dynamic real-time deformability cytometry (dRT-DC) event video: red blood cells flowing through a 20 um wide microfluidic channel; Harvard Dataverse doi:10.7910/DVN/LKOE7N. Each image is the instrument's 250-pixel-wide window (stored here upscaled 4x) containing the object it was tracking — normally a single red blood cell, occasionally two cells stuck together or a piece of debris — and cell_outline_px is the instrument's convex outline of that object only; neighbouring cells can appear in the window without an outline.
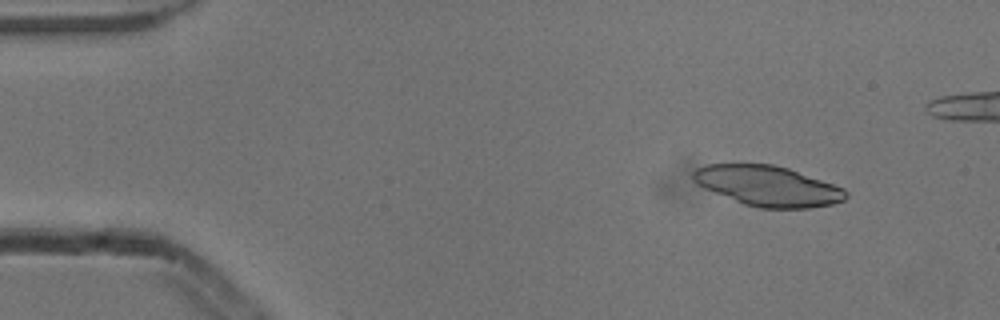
{"species": "common noctule bat (a hibernating species)", "species_latin": "Nyctalus noctula", "temperature_condition": "cold", "stored_images_in_passage": 6, "camera_frame_rate_fps": 3000, "um_per_image_px": 0.085, "animal": {"sex": "male", "body_mass_g": 13.3}, "frame": {"image": 1, "passage_image": 2, "time_ms": 0.333, "image_size_px": [1000, 320], "cell_outline_px": [[848, 196], [844, 200], [832, 204], [808, 208], [760, 208], [744, 204], [704, 188], [696, 184], [692, 176], [692, 172], [696, 168], [708, 164], [772, 164], [788, 168], [844, 188], [848, 192]], "centroid_in_image_um": [65.26, 15.8], "position_along_channel_um": 19.7, "area_um2": 35.66}}